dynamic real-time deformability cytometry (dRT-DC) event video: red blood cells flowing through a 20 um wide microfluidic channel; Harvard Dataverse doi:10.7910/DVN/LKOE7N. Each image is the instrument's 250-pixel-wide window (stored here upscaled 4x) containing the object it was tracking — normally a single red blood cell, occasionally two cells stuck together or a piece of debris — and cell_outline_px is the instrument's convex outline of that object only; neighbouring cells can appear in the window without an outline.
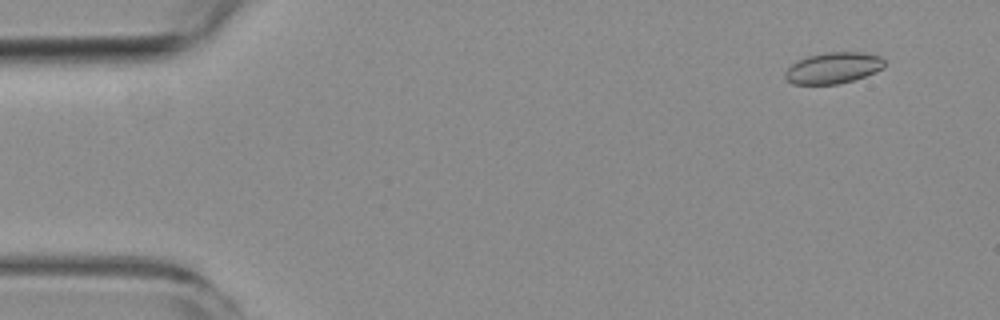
{"species": "common noctule bat (a hibernating species)", "species_latin": "Nyctalus noctula", "temperature_condition": "room temperature", "stored_images_in_passage": 4, "camera_frame_rate_fps": 3000, "um_per_image_px": 0.085, "animal": {"sex": "female", "body_mass_g": 19.3, "forearm_length_mm": 54.1}, "frame": {"image": 1, "passage_image": 1, "time_ms": 0.0, "image_size_px": [1000, 320], "cell_outline_px": [[884, 68], [864, 76], [852, 80], [836, 84], [792, 84], [784, 76], [784, 72], [792, 64], [808, 56], [828, 52], [864, 52], [880, 56], [884, 60]], "centroid_in_image_um": [70.83, 5.77], "position_along_channel_um": 14.2, "area_um2": 17.86}}